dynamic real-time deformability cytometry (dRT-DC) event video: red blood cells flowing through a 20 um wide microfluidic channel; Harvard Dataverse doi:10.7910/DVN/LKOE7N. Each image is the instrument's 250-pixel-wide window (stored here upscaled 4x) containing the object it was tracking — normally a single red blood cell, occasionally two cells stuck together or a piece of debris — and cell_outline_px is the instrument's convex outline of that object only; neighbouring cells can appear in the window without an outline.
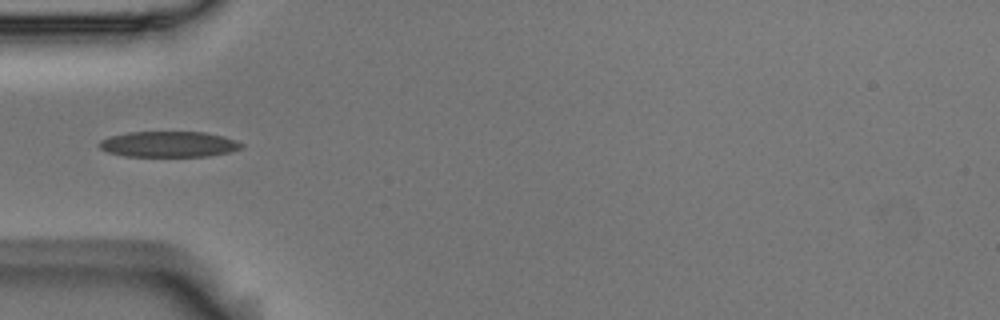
{"species": "Egyptian fruit bat (a non-hibernating species)", "species_latin": "Rousettus aegyptiacus", "temperature_condition": "room temperature", "stored_images_in_passage": 6, "camera_frame_rate_fps": 3000, "um_per_image_px": 0.085, "animal": {"sex": "male"}, "frame": {"image": 1, "passage_image": 4, "time_ms": 1.0, "image_size_px": [1000, 320], "cell_outline_px": [[244, 148], [228, 152], [208, 156], [124, 156], [108, 152], [100, 148], [100, 140], [108, 136], [128, 132], [208, 132], [224, 136], [236, 140], [244, 144]], "centroid_in_image_um": [14.37, 12.25], "position_along_channel_um": 70.6, "area_um2": 21.44}}
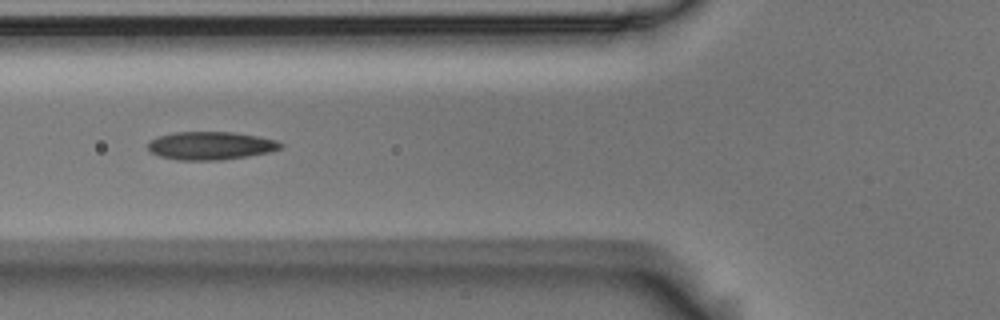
{"frame": {"image": 2, "passage_image": 5, "time_ms": 1.333, "image_size_px": [1000, 320], "cell_outline_px": [[284, 144], [280, 148], [268, 152], [248, 156], [220, 160], [176, 160], [160, 156], [152, 152], [148, 148], [148, 144], [156, 136], [176, 132], [232, 132], [256, 136], [276, 140]], "centroid_in_image_um": [17.89, 12.38], "position_along_channel_um": 107.9, "area_um2": 21.56}}
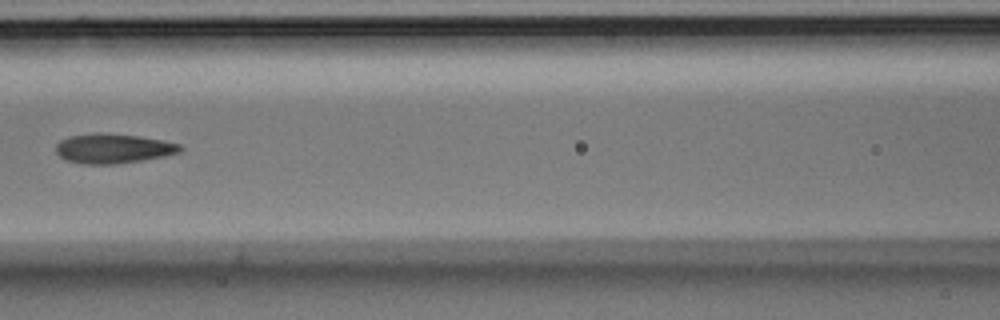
{"frame": {"image": 3, "passage_image": 6, "time_ms": 1.667, "image_size_px": [1000, 320], "cell_outline_px": [[184, 148], [180, 152], [164, 156], [116, 164], [84, 164], [64, 160], [56, 152], [56, 144], [60, 140], [68, 136], [96, 132], [140, 136], [180, 144]], "centroid_in_image_um": [9.58, 12.62], "position_along_channel_um": 157.0, "area_um2": 21.5}}